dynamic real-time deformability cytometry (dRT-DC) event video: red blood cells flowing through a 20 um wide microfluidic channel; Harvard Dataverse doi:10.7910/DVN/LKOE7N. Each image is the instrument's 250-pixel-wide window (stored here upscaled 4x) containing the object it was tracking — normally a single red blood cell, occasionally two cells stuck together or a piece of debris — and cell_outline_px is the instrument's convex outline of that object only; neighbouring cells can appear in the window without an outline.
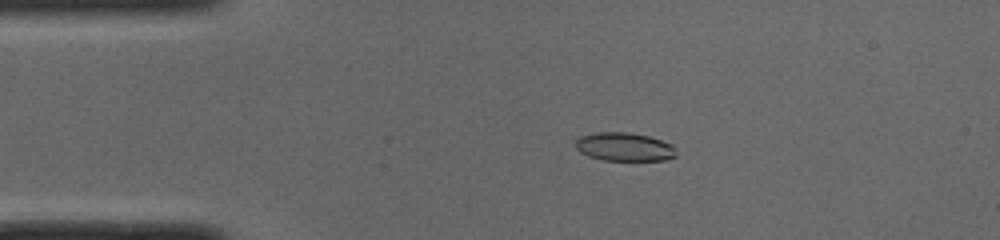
{"species": "common noctule bat (a hibernating species)", "species_latin": "Nyctalus noctula", "temperature_condition": "cold", "stored_images_in_passage": 50, "camera_frame_rate_fps": 3000, "um_per_image_px": 0.085, "animal": {"sex": "male", "body_mass_g": 19.0, "forearm_length_mm": 50.8}, "frame": {"image": 1, "passage_image": 10, "time_ms": 3.0, "image_size_px": [1000, 240], "cell_outline_px": [[676, 156], [664, 160], [604, 160], [588, 156], [580, 152], [576, 148], [576, 140], [580, 136], [596, 132], [628, 132], [648, 136], [672, 144], [676, 152]], "centroid_in_image_um": [53.05, 12.48], "position_along_channel_um": 31.9, "area_um2": 16.65}}
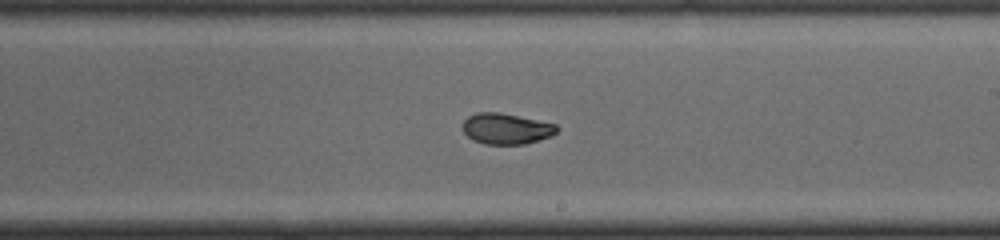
{"frame": {"image": 2, "passage_image": 29, "time_ms": 9.333, "image_size_px": [1000, 240], "cell_outline_px": [[560, 128], [556, 132], [548, 136], [524, 144], [484, 144], [472, 140], [464, 132], [464, 120], [468, 116], [476, 112], [500, 112], [556, 124]], "centroid_in_image_um": [43.0, 10.93], "position_along_channel_um": 246.0, "area_um2": 16.76}}
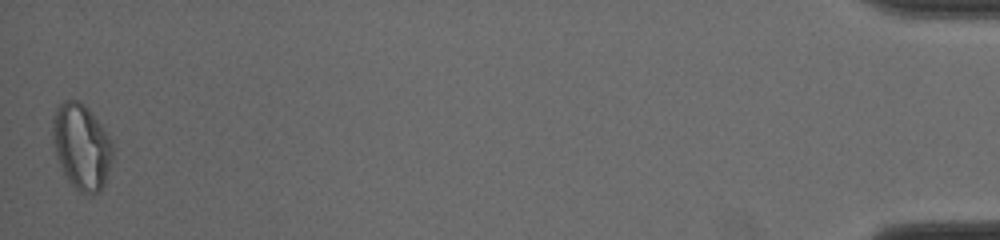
{"frame": {"image": 3, "passage_image": 50, "time_ms": 16.333, "image_size_px": [1000, 240], "cell_outline_px": [[112, 160], [104, 184], [92, 196], [88, 196], [80, 192], [68, 180], [56, 156], [52, 136], [52, 116], [56, 108], [64, 100], [80, 100], [88, 108], [100, 124], [108, 136], [112, 144]], "centroid_in_image_um": [6.91, 12.44], "position_along_channel_um": 428.3, "area_um2": 29.77}, "authors_computed_cell_mechanics": {"area_um2": 17.7735, "velocity_mm_per_s": 3.9831, "shape_relaxation_time_tau1_ms": 5.4034, "shape_relaxation_time_tau2_ms": 2.0752, "deformation_change_tau1": 0.1563, "deformation_change_tau2": 0.0571}}